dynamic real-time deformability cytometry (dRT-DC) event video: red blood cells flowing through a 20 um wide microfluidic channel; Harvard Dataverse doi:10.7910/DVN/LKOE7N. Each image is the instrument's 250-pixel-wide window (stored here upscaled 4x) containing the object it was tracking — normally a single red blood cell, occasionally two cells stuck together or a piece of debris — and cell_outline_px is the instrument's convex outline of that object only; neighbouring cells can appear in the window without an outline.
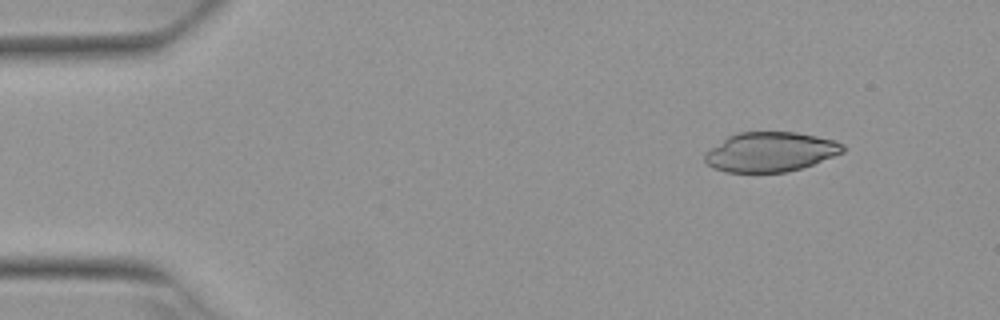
{"species": "Egyptian fruit bat (a non-hibernating species)", "species_latin": "Rousettus aegyptiacus", "temperature_condition": "warm", "stored_images_in_passage": 3, "camera_frame_rate_fps": 3000, "um_per_image_px": 0.085, "animal": {"sex": "female"}, "frame": {"image": 1, "passage_image": 1, "time_ms": 0.0, "image_size_px": [1000, 320], "cell_outline_px": [[844, 152], [812, 164], [788, 172], [724, 172], [712, 168], [704, 160], [704, 156], [712, 148], [728, 136], [740, 132], [796, 132], [836, 140], [844, 144]], "centroid_in_image_um": [65.5, 12.91], "position_along_channel_um": 19.5, "area_um2": 31.67}}